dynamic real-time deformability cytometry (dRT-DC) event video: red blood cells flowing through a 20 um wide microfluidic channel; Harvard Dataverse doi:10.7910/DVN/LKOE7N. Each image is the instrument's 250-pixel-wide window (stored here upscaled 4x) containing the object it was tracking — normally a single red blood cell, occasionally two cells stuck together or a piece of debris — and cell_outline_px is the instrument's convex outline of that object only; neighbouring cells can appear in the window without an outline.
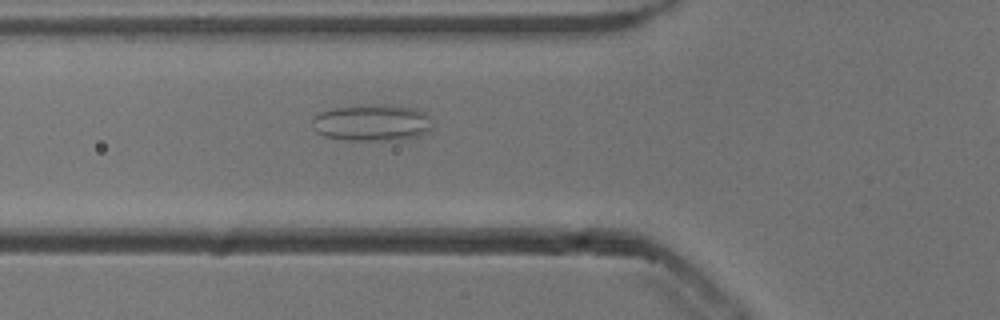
{"species": "common noctule bat (a hibernating species)", "species_latin": "Nyctalus noctula", "temperature_condition": "cold", "stored_images_in_passage": 37, "camera_frame_rate_fps": 3000, "um_per_image_px": 0.085, "animal": {"sex": "male", "body_mass_g": 13.3}, "frame": {"image": 1, "passage_image": 8, "time_ms": 2.333, "image_size_px": [1000, 320], "cell_outline_px": [[432, 128], [416, 136], [396, 140], [344, 140], [324, 136], [316, 132], [312, 120], [320, 112], [328, 108], [372, 104], [384, 104], [416, 108], [424, 112]], "centroid_in_image_um": [31.57, 10.42], "position_along_channel_um": 94.2, "area_um2": 25.55}}
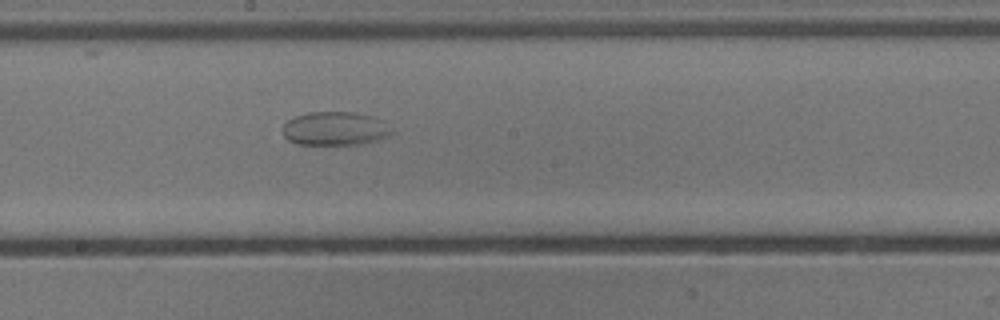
{"frame": {"image": 2, "passage_image": 18, "time_ms": 5.667, "image_size_px": [1000, 320], "cell_outline_px": [[396, 132], [388, 136], [376, 140], [360, 144], [296, 144], [288, 140], [284, 136], [284, 124], [288, 120], [296, 116], [308, 112], [356, 112], [372, 116], [380, 120]], "centroid_in_image_um": [28.49, 10.93], "position_along_channel_um": 219.7, "area_um2": 21.27}}
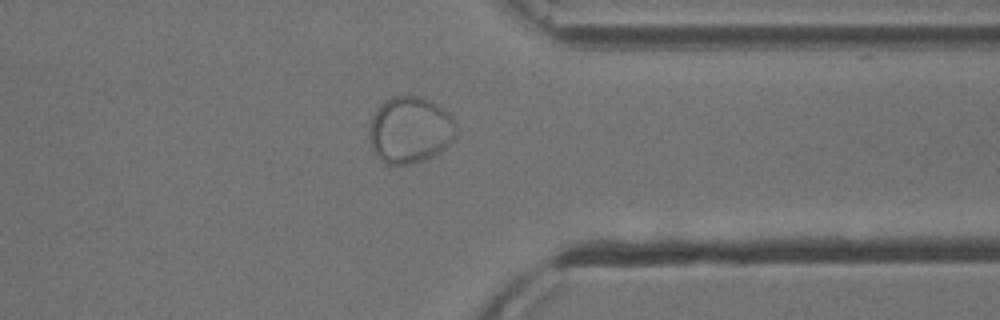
{"frame": {"image": 3, "passage_image": 31, "time_ms": 10.0, "image_size_px": [1000, 320], "cell_outline_px": [[456, 136], [440, 152], [424, 160], [408, 164], [384, 164], [376, 156], [372, 148], [368, 136], [368, 128], [372, 116], [380, 104], [384, 100], [392, 96], [420, 96], [432, 100], [448, 112], [456, 120]], "centroid_in_image_um": [34.84, 11.03], "position_along_channel_um": 376.6, "area_um2": 34.22}}